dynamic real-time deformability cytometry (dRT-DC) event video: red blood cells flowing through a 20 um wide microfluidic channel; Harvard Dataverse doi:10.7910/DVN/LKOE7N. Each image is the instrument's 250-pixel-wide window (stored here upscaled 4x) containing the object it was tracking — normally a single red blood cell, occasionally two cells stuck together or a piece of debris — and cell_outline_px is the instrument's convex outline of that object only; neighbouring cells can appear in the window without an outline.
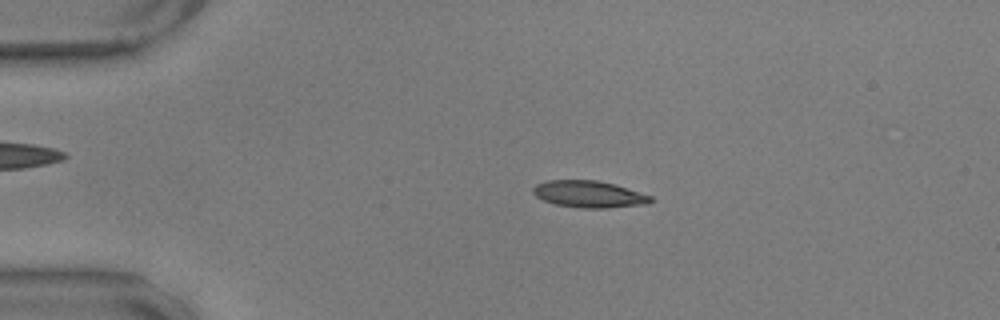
{"species": "common noctule bat (a hibernating species)", "species_latin": "Nyctalus noctula", "temperature_condition": "warm", "stored_images_in_passage": 30, "camera_frame_rate_fps": 3000, "um_per_image_px": 0.085, "animal": {"sex": "male", "body_mass_g": 17.9, "forearm_length_mm": 54.2}, "frame": {"image": 1, "passage_image": 8, "time_ms": 2.333, "image_size_px": [1000, 320], "cell_outline_px": [[652, 200], [648, 204], [608, 208], [580, 208], [556, 204], [544, 200], [536, 196], [532, 192], [532, 188], [536, 184], [548, 180], [596, 180], [616, 184], [652, 196]], "centroid_in_image_um": [50.07, 16.5], "position_along_channel_um": 34.9, "area_um2": 18.44}}
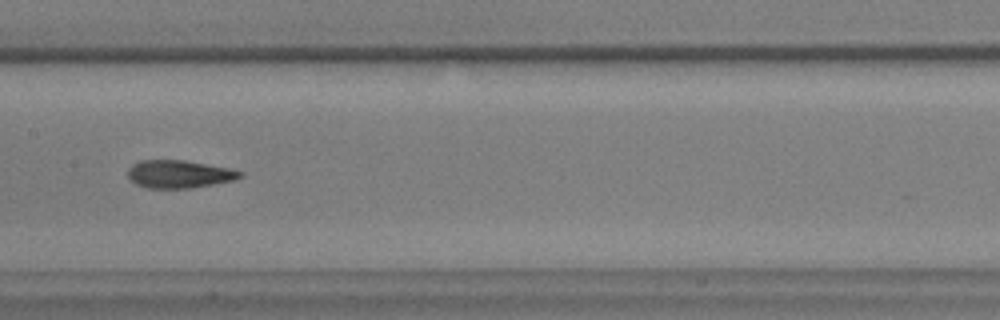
{"frame": {"image": 2, "passage_image": 25, "time_ms": 8.0, "image_size_px": [1000, 320], "cell_outline_px": [[244, 176], [236, 180], [192, 188], [148, 188], [136, 184], [128, 176], [128, 168], [132, 164], [140, 160], [184, 160], [232, 168], [244, 172]], "centroid_in_image_um": [15.28, 14.79], "position_along_channel_um": 192.1, "area_um2": 18.44}}
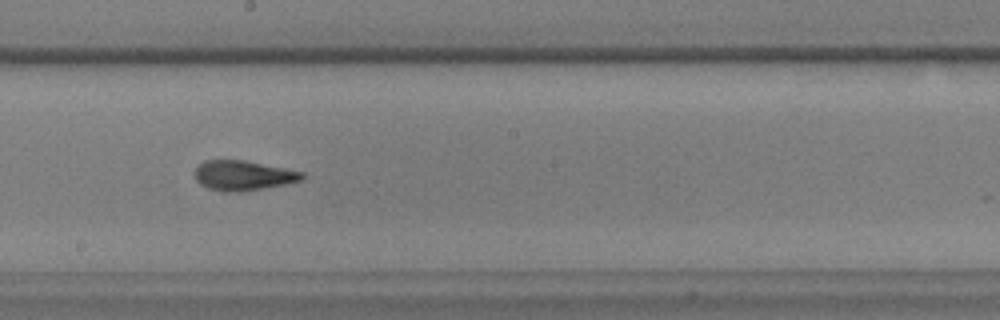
{"frame": {"image": 3, "passage_image": 28, "time_ms": 9.0, "image_size_px": [1000, 320], "cell_outline_px": [[304, 176], [300, 180], [284, 184], [264, 188], [240, 192], [224, 192], [208, 188], [200, 184], [196, 180], [192, 172], [204, 160], [244, 160], [304, 172]], "centroid_in_image_um": [20.61, 14.92], "position_along_channel_um": 227.6, "area_um2": 18.67}}